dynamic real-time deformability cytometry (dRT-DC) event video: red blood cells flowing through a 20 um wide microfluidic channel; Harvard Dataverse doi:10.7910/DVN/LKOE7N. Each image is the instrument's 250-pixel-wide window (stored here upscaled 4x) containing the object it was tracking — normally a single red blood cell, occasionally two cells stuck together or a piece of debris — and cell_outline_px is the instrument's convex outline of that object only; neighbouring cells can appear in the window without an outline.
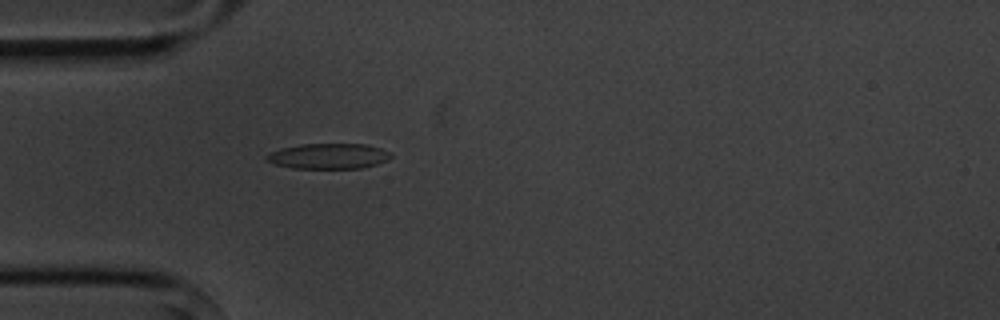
{"species": "common noctule bat (a hibernating species)", "species_latin": "Nyctalus noctula", "temperature_condition": "cold", "stored_images_in_passage": 4, "camera_frame_rate_fps": 3000, "um_per_image_px": 0.085, "animal": {"sex": "male", "body_mass_g": 20.1, "forearm_length_mm": 53.5}, "frame": {"image": 1, "passage_image": 4, "time_ms": 3.333, "image_size_px": [1000, 320], "cell_outline_px": [[392, 156], [388, 160], [376, 164], [360, 168], [292, 168], [272, 164], [264, 160], [264, 156], [268, 152], [280, 148], [300, 144], [368, 144], [380, 148], [388, 152]], "centroid_in_image_um": [27.84, 13.27], "position_along_channel_um": 57.2, "area_um2": 18.61}}